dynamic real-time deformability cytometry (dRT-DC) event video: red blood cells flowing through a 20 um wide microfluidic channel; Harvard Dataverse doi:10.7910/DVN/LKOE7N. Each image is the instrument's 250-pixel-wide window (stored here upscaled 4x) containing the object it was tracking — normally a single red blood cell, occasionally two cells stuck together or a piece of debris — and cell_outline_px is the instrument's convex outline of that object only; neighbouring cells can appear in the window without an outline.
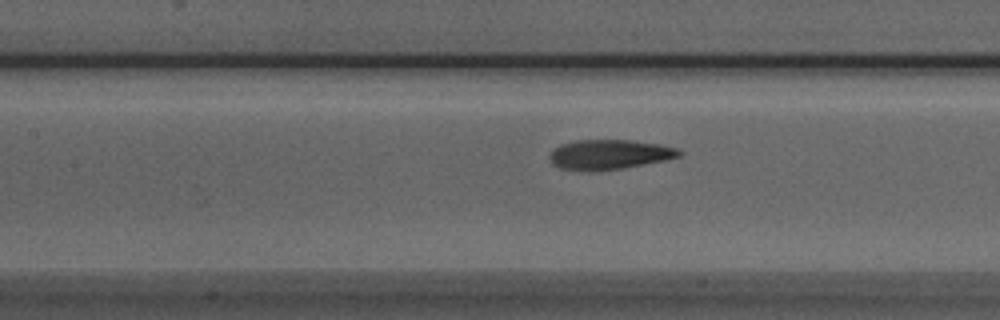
{"species": "Egyptian fruit bat (a non-hibernating species)", "species_latin": "Rousettus aegyptiacus", "temperature_condition": "room temperature", "stored_images_in_passage": 31, "camera_frame_rate_fps": 3000, "um_per_image_px": 0.085, "animal": {"sex": "male"}, "frame": {"image": 1, "passage_image": 9, "time_ms": 2.667, "image_size_px": [1000, 320], "cell_outline_px": [[684, 152], [680, 156], [664, 160], [620, 168], [560, 168], [552, 164], [548, 156], [560, 144], [576, 140], [632, 140], [660, 144], [676, 148]], "centroid_in_image_um": [51.83, 13.08], "position_along_channel_um": 155.6, "area_um2": 21.56}}
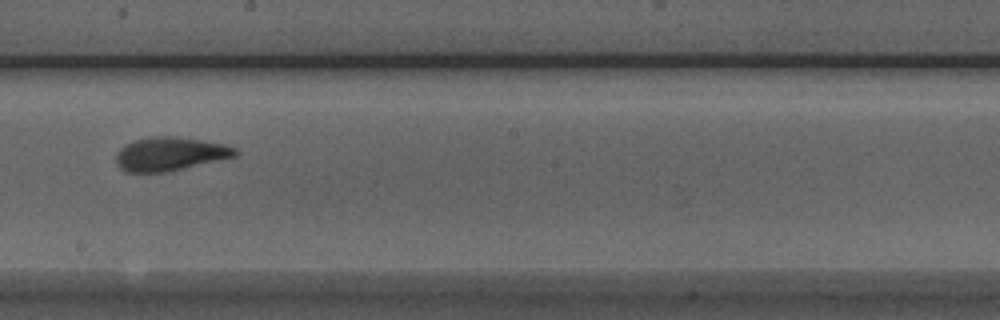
{"frame": {"image": 2, "passage_image": 15, "time_ms": 4.667, "image_size_px": [1000, 320], "cell_outline_px": [[240, 152], [236, 156], [168, 172], [124, 172], [116, 164], [116, 152], [124, 144], [132, 140], [152, 136], [176, 136], [224, 144], [236, 148]], "centroid_in_image_um": [14.41, 13.08], "position_along_channel_um": 233.8, "area_um2": 23.58}}
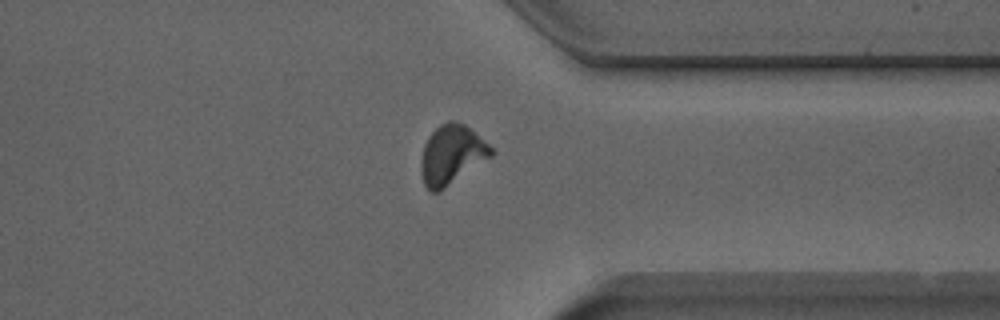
{"frame": {"image": 3, "passage_image": 26, "time_ms": 8.333, "image_size_px": [1000, 320], "cell_outline_px": [[496, 152], [492, 156], [440, 192], [432, 192], [424, 184], [420, 168], [420, 160], [424, 144], [428, 136], [440, 124], [448, 120], [456, 120], [464, 124], [488, 144]], "centroid_in_image_um": [38.37, 13.15], "position_along_channel_um": 373.0, "area_um2": 24.33}}